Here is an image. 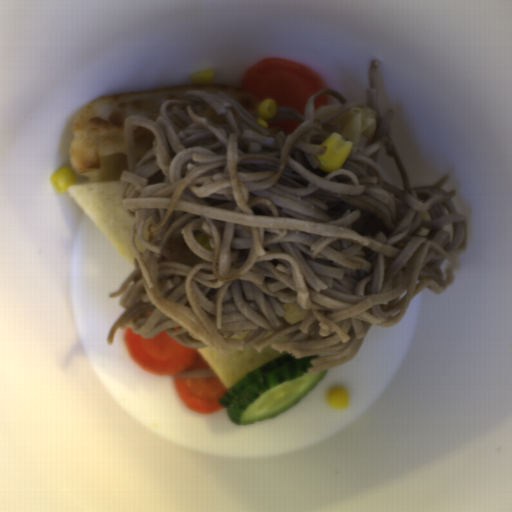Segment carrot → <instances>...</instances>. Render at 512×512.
I'll list each match as a JSON object with an SVG mask.
<instances>
[{"label": "carrot", "instance_id": "1", "mask_svg": "<svg viewBox=\"0 0 512 512\" xmlns=\"http://www.w3.org/2000/svg\"><path fill=\"white\" fill-rule=\"evenodd\" d=\"M121 337L130 360L137 367L173 379L180 403L191 412L206 416L222 410L218 400L227 390L218 376L173 377L187 370H210L211 365L196 348L183 345L164 329L146 338L129 327Z\"/></svg>", "mask_w": 512, "mask_h": 512}, {"label": "carrot", "instance_id": "2", "mask_svg": "<svg viewBox=\"0 0 512 512\" xmlns=\"http://www.w3.org/2000/svg\"><path fill=\"white\" fill-rule=\"evenodd\" d=\"M244 88L259 105L266 99L277 108H292L304 116L310 97L327 89V82L309 65L287 59L261 58L241 79Z\"/></svg>", "mask_w": 512, "mask_h": 512}, {"label": "carrot", "instance_id": "3", "mask_svg": "<svg viewBox=\"0 0 512 512\" xmlns=\"http://www.w3.org/2000/svg\"><path fill=\"white\" fill-rule=\"evenodd\" d=\"M302 120H282V121H268L266 128H282L289 136Z\"/></svg>", "mask_w": 512, "mask_h": 512}]
</instances>
